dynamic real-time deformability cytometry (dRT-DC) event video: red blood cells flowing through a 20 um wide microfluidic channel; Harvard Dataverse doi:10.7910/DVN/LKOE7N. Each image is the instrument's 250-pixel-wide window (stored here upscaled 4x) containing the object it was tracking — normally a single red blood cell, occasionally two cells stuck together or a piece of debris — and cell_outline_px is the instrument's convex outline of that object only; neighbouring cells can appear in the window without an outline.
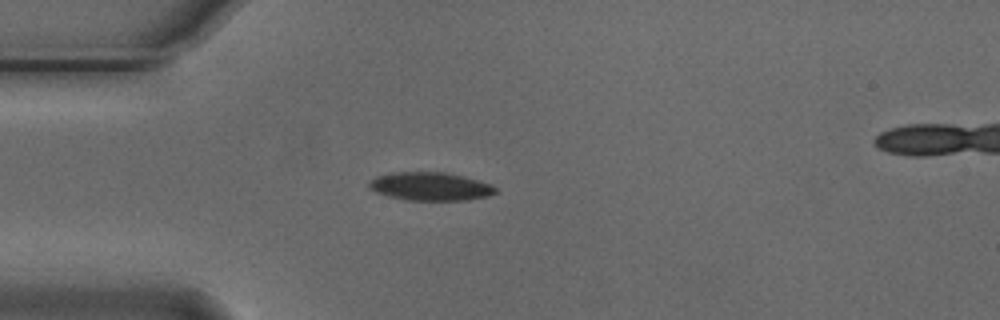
{"species": "Egyptian fruit bat (a non-hibernating species)", "species_latin": "Rousettus aegyptiacus", "temperature_condition": "cold", "stored_images_in_passage": 5, "camera_frame_rate_fps": 3000, "um_per_image_px": 0.085, "animal": {"sex": "male"}, "frame": {"image": 1, "passage_image": 4, "time_ms": 1.0, "image_size_px": [1000, 320], "cell_outline_px": [[496, 192], [488, 196], [468, 200], [404, 200], [388, 196], [376, 192], [368, 188], [368, 180], [376, 176], [392, 172], [448, 172], [464, 176], [492, 184], [496, 188]], "centroid_in_image_um": [36.55, 15.84], "position_along_channel_um": 48.4, "area_um2": 21.1}}